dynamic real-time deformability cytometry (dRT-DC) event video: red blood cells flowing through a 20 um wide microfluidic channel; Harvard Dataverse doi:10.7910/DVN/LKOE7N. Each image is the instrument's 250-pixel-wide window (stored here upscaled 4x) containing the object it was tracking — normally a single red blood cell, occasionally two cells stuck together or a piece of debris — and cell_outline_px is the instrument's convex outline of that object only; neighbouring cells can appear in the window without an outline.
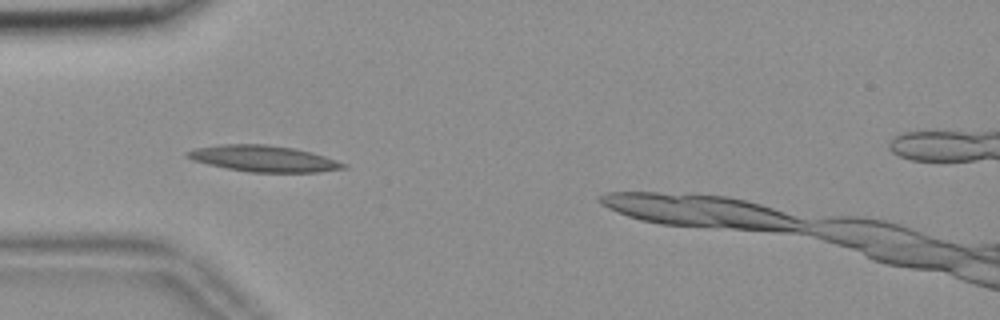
{"species": "common noctule bat (a hibernating species)", "species_latin": "Nyctalus noctula", "temperature_condition": "room temperature", "stored_images_in_passage": 48, "camera_frame_rate_fps": 3000, "um_per_image_px": 0.085, "animal": {"sex": "female", "body_mass_g": 18.4}, "frame": {"image": 1, "passage_image": 15, "time_ms": 4.667, "image_size_px": [1000, 320], "cell_outline_px": [[348, 168], [320, 172], [252, 172], [228, 168], [208, 164], [192, 160], [184, 156], [184, 152], [196, 148], [220, 144], [264, 144], [296, 148], [312, 152], [348, 164]], "centroid_in_image_um": [22.42, 13.47], "position_along_channel_um": 62.6, "area_um2": 23.93}}
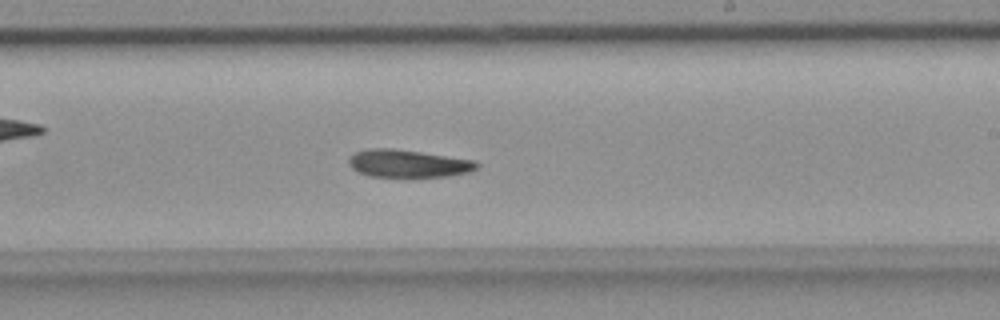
{"frame": {"image": 2, "passage_image": 31, "time_ms": 10.0, "image_size_px": [1000, 320], "cell_outline_px": [[480, 164], [472, 172], [448, 176], [404, 180], [368, 176], [356, 172], [348, 164], [348, 160], [356, 152], [368, 148], [392, 148], [476, 160]], "centroid_in_image_um": [34.69, 13.96], "position_along_channel_um": 254.3, "area_um2": 21.73}}
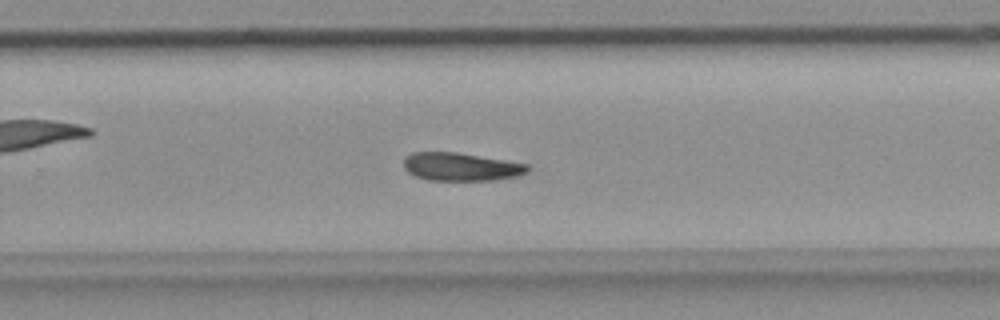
{"frame": {"image": 3, "passage_image": 34, "time_ms": 11.0, "image_size_px": [1000, 320], "cell_outline_px": [[528, 172], [516, 176], [492, 180], [428, 180], [416, 176], [408, 172], [404, 168], [404, 156], [412, 152], [456, 152], [528, 164]], "centroid_in_image_um": [39.14, 14.17], "position_along_channel_um": 290.7, "area_um2": 20.17}, "authors_computed_cell_mechanics": {"area_um2": 21.386, "velocity_mm_per_s": 3.6354, "shape_relaxation_time_tau1_ms": 5.8494, "shape_relaxation_time_tau2_ms": null, "deformation_change_tau1": 0.1439, "deformation_change_tau2": null}}